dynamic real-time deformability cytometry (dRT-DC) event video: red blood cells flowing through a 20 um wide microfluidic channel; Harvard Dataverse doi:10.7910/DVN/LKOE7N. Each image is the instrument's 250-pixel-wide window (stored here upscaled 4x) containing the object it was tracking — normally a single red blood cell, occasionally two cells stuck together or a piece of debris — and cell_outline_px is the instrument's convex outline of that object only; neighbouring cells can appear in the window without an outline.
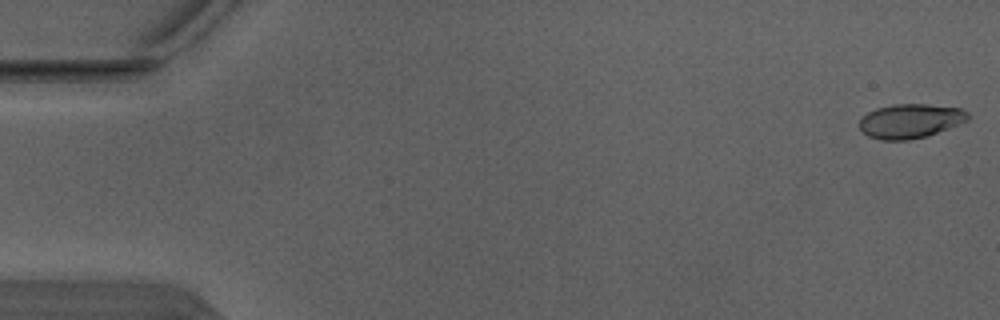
{"species": "Egyptian fruit bat (a non-hibernating species)", "species_latin": "Rousettus aegyptiacus", "temperature_condition": "warm", "stored_images_in_passage": 6, "camera_frame_rate_fps": 3000, "um_per_image_px": 0.085, "animal": {"sex": "male"}, "frame": {"image": 1, "passage_image": 1, "time_ms": 0.0, "image_size_px": [1000, 320], "cell_outline_px": [[972, 116], [968, 120], [960, 124], [928, 136], [908, 140], [880, 140], [868, 136], [860, 128], [860, 116], [876, 108], [892, 104], [928, 104], [960, 108], [968, 112]], "centroid_in_image_um": [77.39, 10.28], "position_along_channel_um": 7.6, "area_um2": 21.96}}
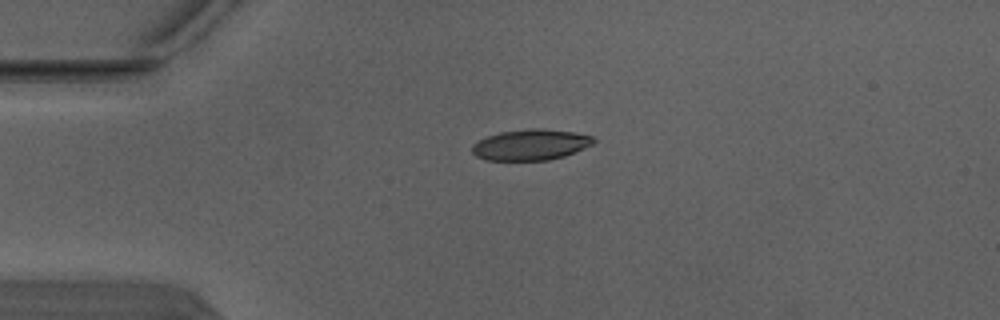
{"frame": {"image": 2, "passage_image": 4, "time_ms": 1.0, "image_size_px": [1000, 320], "cell_outline_px": [[596, 140], [592, 144], [564, 156], [548, 160], [484, 160], [476, 156], [472, 152], [472, 144], [488, 136], [500, 132], [532, 128], [540, 128], [576, 132], [592, 136]], "centroid_in_image_um": [45.1, 12.3], "position_along_channel_um": 39.9, "area_um2": 21.73}}
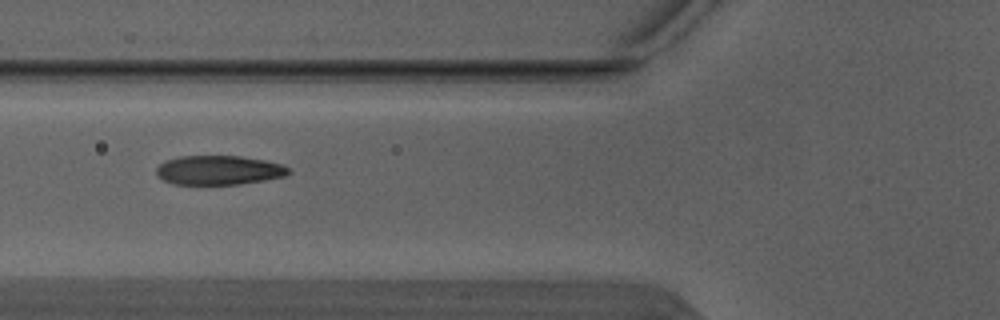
{"frame": {"image": 3, "passage_image": 6, "time_ms": 1.667, "image_size_px": [1000, 320], "cell_outline_px": [[292, 172], [284, 176], [264, 180], [240, 184], [176, 184], [164, 180], [156, 172], [156, 168], [160, 164], [168, 160], [180, 156], [240, 156], [264, 160], [280, 164], [288, 168]], "centroid_in_image_um": [18.62, 14.46], "position_along_channel_um": 107.2, "area_um2": 22.25}}